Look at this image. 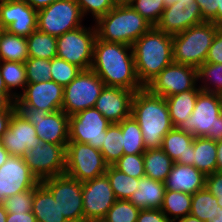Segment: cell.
Listing matches in <instances>:
<instances>
[{"label":"cell","instance_id":"cell-29","mask_svg":"<svg viewBox=\"0 0 222 222\" xmlns=\"http://www.w3.org/2000/svg\"><path fill=\"white\" fill-rule=\"evenodd\" d=\"M145 177L165 182L174 161L161 149H148L143 153Z\"/></svg>","mask_w":222,"mask_h":222},{"label":"cell","instance_id":"cell-12","mask_svg":"<svg viewBox=\"0 0 222 222\" xmlns=\"http://www.w3.org/2000/svg\"><path fill=\"white\" fill-rule=\"evenodd\" d=\"M145 87L152 94L164 98L188 90H201L198 85L197 68L174 62L166 66Z\"/></svg>","mask_w":222,"mask_h":222},{"label":"cell","instance_id":"cell-28","mask_svg":"<svg viewBox=\"0 0 222 222\" xmlns=\"http://www.w3.org/2000/svg\"><path fill=\"white\" fill-rule=\"evenodd\" d=\"M217 146L212 139L205 137L194 138L193 166L205 176L216 172Z\"/></svg>","mask_w":222,"mask_h":222},{"label":"cell","instance_id":"cell-41","mask_svg":"<svg viewBox=\"0 0 222 222\" xmlns=\"http://www.w3.org/2000/svg\"><path fill=\"white\" fill-rule=\"evenodd\" d=\"M24 63L27 83L51 80V60L29 57Z\"/></svg>","mask_w":222,"mask_h":222},{"label":"cell","instance_id":"cell-57","mask_svg":"<svg viewBox=\"0 0 222 222\" xmlns=\"http://www.w3.org/2000/svg\"><path fill=\"white\" fill-rule=\"evenodd\" d=\"M175 222H203V221H200L197 217H194L189 214L185 217L177 219Z\"/></svg>","mask_w":222,"mask_h":222},{"label":"cell","instance_id":"cell-46","mask_svg":"<svg viewBox=\"0 0 222 222\" xmlns=\"http://www.w3.org/2000/svg\"><path fill=\"white\" fill-rule=\"evenodd\" d=\"M205 62L214 64L222 63V26L217 30Z\"/></svg>","mask_w":222,"mask_h":222},{"label":"cell","instance_id":"cell-8","mask_svg":"<svg viewBox=\"0 0 222 222\" xmlns=\"http://www.w3.org/2000/svg\"><path fill=\"white\" fill-rule=\"evenodd\" d=\"M96 38L95 25L86 27L83 24L68 31L57 37V57L77 65L82 70L91 69Z\"/></svg>","mask_w":222,"mask_h":222},{"label":"cell","instance_id":"cell-62","mask_svg":"<svg viewBox=\"0 0 222 222\" xmlns=\"http://www.w3.org/2000/svg\"><path fill=\"white\" fill-rule=\"evenodd\" d=\"M7 214L3 204H0V222H6Z\"/></svg>","mask_w":222,"mask_h":222},{"label":"cell","instance_id":"cell-19","mask_svg":"<svg viewBox=\"0 0 222 222\" xmlns=\"http://www.w3.org/2000/svg\"><path fill=\"white\" fill-rule=\"evenodd\" d=\"M41 142L34 125L16 111L11 116L7 131L0 139V143L9 155L13 156H23L30 149L36 148V145Z\"/></svg>","mask_w":222,"mask_h":222},{"label":"cell","instance_id":"cell-56","mask_svg":"<svg viewBox=\"0 0 222 222\" xmlns=\"http://www.w3.org/2000/svg\"><path fill=\"white\" fill-rule=\"evenodd\" d=\"M9 156L10 155H9L8 151L0 143V167L7 161Z\"/></svg>","mask_w":222,"mask_h":222},{"label":"cell","instance_id":"cell-32","mask_svg":"<svg viewBox=\"0 0 222 222\" xmlns=\"http://www.w3.org/2000/svg\"><path fill=\"white\" fill-rule=\"evenodd\" d=\"M26 40L29 57L48 60L57 57V37L37 29Z\"/></svg>","mask_w":222,"mask_h":222},{"label":"cell","instance_id":"cell-18","mask_svg":"<svg viewBox=\"0 0 222 222\" xmlns=\"http://www.w3.org/2000/svg\"><path fill=\"white\" fill-rule=\"evenodd\" d=\"M0 26L8 33L28 37L37 30V11L24 0L0 3Z\"/></svg>","mask_w":222,"mask_h":222},{"label":"cell","instance_id":"cell-51","mask_svg":"<svg viewBox=\"0 0 222 222\" xmlns=\"http://www.w3.org/2000/svg\"><path fill=\"white\" fill-rule=\"evenodd\" d=\"M204 137L212 139L215 142L222 141V114L218 117V121H216L214 127L211 126Z\"/></svg>","mask_w":222,"mask_h":222},{"label":"cell","instance_id":"cell-67","mask_svg":"<svg viewBox=\"0 0 222 222\" xmlns=\"http://www.w3.org/2000/svg\"><path fill=\"white\" fill-rule=\"evenodd\" d=\"M2 31H3V28L0 26V34H1Z\"/></svg>","mask_w":222,"mask_h":222},{"label":"cell","instance_id":"cell-65","mask_svg":"<svg viewBox=\"0 0 222 222\" xmlns=\"http://www.w3.org/2000/svg\"><path fill=\"white\" fill-rule=\"evenodd\" d=\"M10 1H14V0H0V3H3V2H10Z\"/></svg>","mask_w":222,"mask_h":222},{"label":"cell","instance_id":"cell-20","mask_svg":"<svg viewBox=\"0 0 222 222\" xmlns=\"http://www.w3.org/2000/svg\"><path fill=\"white\" fill-rule=\"evenodd\" d=\"M135 91L105 86L96 100L97 109L111 124L120 123L131 116Z\"/></svg>","mask_w":222,"mask_h":222},{"label":"cell","instance_id":"cell-6","mask_svg":"<svg viewBox=\"0 0 222 222\" xmlns=\"http://www.w3.org/2000/svg\"><path fill=\"white\" fill-rule=\"evenodd\" d=\"M15 109L24 119L34 125L37 136L42 142L55 145H67L69 142V116L62 110L47 112L44 109L32 108L18 97Z\"/></svg>","mask_w":222,"mask_h":222},{"label":"cell","instance_id":"cell-4","mask_svg":"<svg viewBox=\"0 0 222 222\" xmlns=\"http://www.w3.org/2000/svg\"><path fill=\"white\" fill-rule=\"evenodd\" d=\"M94 25L98 39L129 46L153 27L130 4L116 5Z\"/></svg>","mask_w":222,"mask_h":222},{"label":"cell","instance_id":"cell-17","mask_svg":"<svg viewBox=\"0 0 222 222\" xmlns=\"http://www.w3.org/2000/svg\"><path fill=\"white\" fill-rule=\"evenodd\" d=\"M38 183L23 157L10 155L0 167V204L12 195L34 188Z\"/></svg>","mask_w":222,"mask_h":222},{"label":"cell","instance_id":"cell-43","mask_svg":"<svg viewBox=\"0 0 222 222\" xmlns=\"http://www.w3.org/2000/svg\"><path fill=\"white\" fill-rule=\"evenodd\" d=\"M113 166L131 177L137 179L145 177L143 154H123Z\"/></svg>","mask_w":222,"mask_h":222},{"label":"cell","instance_id":"cell-36","mask_svg":"<svg viewBox=\"0 0 222 222\" xmlns=\"http://www.w3.org/2000/svg\"><path fill=\"white\" fill-rule=\"evenodd\" d=\"M219 209L217 198L205 187L192 195L190 215L200 221L208 222Z\"/></svg>","mask_w":222,"mask_h":222},{"label":"cell","instance_id":"cell-38","mask_svg":"<svg viewBox=\"0 0 222 222\" xmlns=\"http://www.w3.org/2000/svg\"><path fill=\"white\" fill-rule=\"evenodd\" d=\"M197 77L201 83L199 84L201 91L216 94L222 92V63H203L197 68Z\"/></svg>","mask_w":222,"mask_h":222},{"label":"cell","instance_id":"cell-33","mask_svg":"<svg viewBox=\"0 0 222 222\" xmlns=\"http://www.w3.org/2000/svg\"><path fill=\"white\" fill-rule=\"evenodd\" d=\"M117 124L122 131L124 154H143L146 151V147L138 122L130 116Z\"/></svg>","mask_w":222,"mask_h":222},{"label":"cell","instance_id":"cell-16","mask_svg":"<svg viewBox=\"0 0 222 222\" xmlns=\"http://www.w3.org/2000/svg\"><path fill=\"white\" fill-rule=\"evenodd\" d=\"M82 199L84 222L105 219L117 200L106 174L82 182Z\"/></svg>","mask_w":222,"mask_h":222},{"label":"cell","instance_id":"cell-2","mask_svg":"<svg viewBox=\"0 0 222 222\" xmlns=\"http://www.w3.org/2000/svg\"><path fill=\"white\" fill-rule=\"evenodd\" d=\"M131 116L140 126L146 150L161 148L164 136L174 128L165 98L146 87L134 93Z\"/></svg>","mask_w":222,"mask_h":222},{"label":"cell","instance_id":"cell-47","mask_svg":"<svg viewBox=\"0 0 222 222\" xmlns=\"http://www.w3.org/2000/svg\"><path fill=\"white\" fill-rule=\"evenodd\" d=\"M205 187L217 198V202L222 208V172L207 175Z\"/></svg>","mask_w":222,"mask_h":222},{"label":"cell","instance_id":"cell-60","mask_svg":"<svg viewBox=\"0 0 222 222\" xmlns=\"http://www.w3.org/2000/svg\"><path fill=\"white\" fill-rule=\"evenodd\" d=\"M179 1H180V4H185V5H189L190 3L193 2V0H164V4H165V6H169V5H172L173 3L179 2Z\"/></svg>","mask_w":222,"mask_h":222},{"label":"cell","instance_id":"cell-13","mask_svg":"<svg viewBox=\"0 0 222 222\" xmlns=\"http://www.w3.org/2000/svg\"><path fill=\"white\" fill-rule=\"evenodd\" d=\"M66 146L41 142L22 157L32 174L41 182L44 179L65 173Z\"/></svg>","mask_w":222,"mask_h":222},{"label":"cell","instance_id":"cell-39","mask_svg":"<svg viewBox=\"0 0 222 222\" xmlns=\"http://www.w3.org/2000/svg\"><path fill=\"white\" fill-rule=\"evenodd\" d=\"M82 71L80 67L59 57L51 59V80L65 87Z\"/></svg>","mask_w":222,"mask_h":222},{"label":"cell","instance_id":"cell-59","mask_svg":"<svg viewBox=\"0 0 222 222\" xmlns=\"http://www.w3.org/2000/svg\"><path fill=\"white\" fill-rule=\"evenodd\" d=\"M217 24L222 26V0H218Z\"/></svg>","mask_w":222,"mask_h":222},{"label":"cell","instance_id":"cell-45","mask_svg":"<svg viewBox=\"0 0 222 222\" xmlns=\"http://www.w3.org/2000/svg\"><path fill=\"white\" fill-rule=\"evenodd\" d=\"M84 16L91 14L93 21L106 15L116 4L113 0H75ZM89 13V14H88Z\"/></svg>","mask_w":222,"mask_h":222},{"label":"cell","instance_id":"cell-9","mask_svg":"<svg viewBox=\"0 0 222 222\" xmlns=\"http://www.w3.org/2000/svg\"><path fill=\"white\" fill-rule=\"evenodd\" d=\"M84 18L75 0H57L37 11V29L54 37L83 26Z\"/></svg>","mask_w":222,"mask_h":222},{"label":"cell","instance_id":"cell-35","mask_svg":"<svg viewBox=\"0 0 222 222\" xmlns=\"http://www.w3.org/2000/svg\"><path fill=\"white\" fill-rule=\"evenodd\" d=\"M105 174L117 200H129L133 192L138 189L139 179L126 175L113 165H108Z\"/></svg>","mask_w":222,"mask_h":222},{"label":"cell","instance_id":"cell-58","mask_svg":"<svg viewBox=\"0 0 222 222\" xmlns=\"http://www.w3.org/2000/svg\"><path fill=\"white\" fill-rule=\"evenodd\" d=\"M0 94L2 95H12L6 88L4 81H3V77L0 71Z\"/></svg>","mask_w":222,"mask_h":222},{"label":"cell","instance_id":"cell-30","mask_svg":"<svg viewBox=\"0 0 222 222\" xmlns=\"http://www.w3.org/2000/svg\"><path fill=\"white\" fill-rule=\"evenodd\" d=\"M28 58L26 37L8 33L3 29L0 34V61L24 63Z\"/></svg>","mask_w":222,"mask_h":222},{"label":"cell","instance_id":"cell-11","mask_svg":"<svg viewBox=\"0 0 222 222\" xmlns=\"http://www.w3.org/2000/svg\"><path fill=\"white\" fill-rule=\"evenodd\" d=\"M41 183L52 193L68 222H84L82 182L64 173L44 179Z\"/></svg>","mask_w":222,"mask_h":222},{"label":"cell","instance_id":"cell-63","mask_svg":"<svg viewBox=\"0 0 222 222\" xmlns=\"http://www.w3.org/2000/svg\"><path fill=\"white\" fill-rule=\"evenodd\" d=\"M116 5H126L130 4L132 0H113Z\"/></svg>","mask_w":222,"mask_h":222},{"label":"cell","instance_id":"cell-22","mask_svg":"<svg viewBox=\"0 0 222 222\" xmlns=\"http://www.w3.org/2000/svg\"><path fill=\"white\" fill-rule=\"evenodd\" d=\"M64 87L55 81L27 83L18 98L26 105L51 113L62 110Z\"/></svg>","mask_w":222,"mask_h":222},{"label":"cell","instance_id":"cell-5","mask_svg":"<svg viewBox=\"0 0 222 222\" xmlns=\"http://www.w3.org/2000/svg\"><path fill=\"white\" fill-rule=\"evenodd\" d=\"M220 25L203 22L173 37V62L198 68L205 63L208 51Z\"/></svg>","mask_w":222,"mask_h":222},{"label":"cell","instance_id":"cell-64","mask_svg":"<svg viewBox=\"0 0 222 222\" xmlns=\"http://www.w3.org/2000/svg\"><path fill=\"white\" fill-rule=\"evenodd\" d=\"M85 222H108L106 219H94L90 221H85Z\"/></svg>","mask_w":222,"mask_h":222},{"label":"cell","instance_id":"cell-52","mask_svg":"<svg viewBox=\"0 0 222 222\" xmlns=\"http://www.w3.org/2000/svg\"><path fill=\"white\" fill-rule=\"evenodd\" d=\"M15 97L13 95L0 94V113L1 112H15Z\"/></svg>","mask_w":222,"mask_h":222},{"label":"cell","instance_id":"cell-26","mask_svg":"<svg viewBox=\"0 0 222 222\" xmlns=\"http://www.w3.org/2000/svg\"><path fill=\"white\" fill-rule=\"evenodd\" d=\"M32 212L37 222H68L52 193L41 182L34 187Z\"/></svg>","mask_w":222,"mask_h":222},{"label":"cell","instance_id":"cell-21","mask_svg":"<svg viewBox=\"0 0 222 222\" xmlns=\"http://www.w3.org/2000/svg\"><path fill=\"white\" fill-rule=\"evenodd\" d=\"M203 22L205 21L195 0L189 5L180 4L179 1L165 7L155 27L164 33L175 35Z\"/></svg>","mask_w":222,"mask_h":222},{"label":"cell","instance_id":"cell-54","mask_svg":"<svg viewBox=\"0 0 222 222\" xmlns=\"http://www.w3.org/2000/svg\"><path fill=\"white\" fill-rule=\"evenodd\" d=\"M30 7L34 8L36 11H39L57 0H24Z\"/></svg>","mask_w":222,"mask_h":222},{"label":"cell","instance_id":"cell-3","mask_svg":"<svg viewBox=\"0 0 222 222\" xmlns=\"http://www.w3.org/2000/svg\"><path fill=\"white\" fill-rule=\"evenodd\" d=\"M132 51L137 77L145 87L173 63V37L152 27L132 44Z\"/></svg>","mask_w":222,"mask_h":222},{"label":"cell","instance_id":"cell-66","mask_svg":"<svg viewBox=\"0 0 222 222\" xmlns=\"http://www.w3.org/2000/svg\"><path fill=\"white\" fill-rule=\"evenodd\" d=\"M219 96H220V99H221V102H222V92H220Z\"/></svg>","mask_w":222,"mask_h":222},{"label":"cell","instance_id":"cell-49","mask_svg":"<svg viewBox=\"0 0 222 222\" xmlns=\"http://www.w3.org/2000/svg\"><path fill=\"white\" fill-rule=\"evenodd\" d=\"M137 222H171L161 209H143L139 211Z\"/></svg>","mask_w":222,"mask_h":222},{"label":"cell","instance_id":"cell-31","mask_svg":"<svg viewBox=\"0 0 222 222\" xmlns=\"http://www.w3.org/2000/svg\"><path fill=\"white\" fill-rule=\"evenodd\" d=\"M191 203V194L166 189L161 211L171 222H175L190 214Z\"/></svg>","mask_w":222,"mask_h":222},{"label":"cell","instance_id":"cell-27","mask_svg":"<svg viewBox=\"0 0 222 222\" xmlns=\"http://www.w3.org/2000/svg\"><path fill=\"white\" fill-rule=\"evenodd\" d=\"M200 91L188 90L165 98L174 128L191 116Z\"/></svg>","mask_w":222,"mask_h":222},{"label":"cell","instance_id":"cell-7","mask_svg":"<svg viewBox=\"0 0 222 222\" xmlns=\"http://www.w3.org/2000/svg\"><path fill=\"white\" fill-rule=\"evenodd\" d=\"M105 87L104 82L91 69L82 70L64 87L62 111L68 116L95 107L96 100Z\"/></svg>","mask_w":222,"mask_h":222},{"label":"cell","instance_id":"cell-24","mask_svg":"<svg viewBox=\"0 0 222 222\" xmlns=\"http://www.w3.org/2000/svg\"><path fill=\"white\" fill-rule=\"evenodd\" d=\"M194 136L177 128L163 138L161 149L175 162L193 166Z\"/></svg>","mask_w":222,"mask_h":222},{"label":"cell","instance_id":"cell-15","mask_svg":"<svg viewBox=\"0 0 222 222\" xmlns=\"http://www.w3.org/2000/svg\"><path fill=\"white\" fill-rule=\"evenodd\" d=\"M221 114L222 102L219 94L200 91L191 116L176 128L191 133L194 137H204Z\"/></svg>","mask_w":222,"mask_h":222},{"label":"cell","instance_id":"cell-42","mask_svg":"<svg viewBox=\"0 0 222 222\" xmlns=\"http://www.w3.org/2000/svg\"><path fill=\"white\" fill-rule=\"evenodd\" d=\"M139 211L129 200H116L105 219L108 222H137Z\"/></svg>","mask_w":222,"mask_h":222},{"label":"cell","instance_id":"cell-61","mask_svg":"<svg viewBox=\"0 0 222 222\" xmlns=\"http://www.w3.org/2000/svg\"><path fill=\"white\" fill-rule=\"evenodd\" d=\"M208 222H222V208L220 206L216 214Z\"/></svg>","mask_w":222,"mask_h":222},{"label":"cell","instance_id":"cell-48","mask_svg":"<svg viewBox=\"0 0 222 222\" xmlns=\"http://www.w3.org/2000/svg\"><path fill=\"white\" fill-rule=\"evenodd\" d=\"M199 5L203 20L217 24L218 0H195Z\"/></svg>","mask_w":222,"mask_h":222},{"label":"cell","instance_id":"cell-53","mask_svg":"<svg viewBox=\"0 0 222 222\" xmlns=\"http://www.w3.org/2000/svg\"><path fill=\"white\" fill-rule=\"evenodd\" d=\"M14 112H1L0 113V139L7 131L11 116Z\"/></svg>","mask_w":222,"mask_h":222},{"label":"cell","instance_id":"cell-34","mask_svg":"<svg viewBox=\"0 0 222 222\" xmlns=\"http://www.w3.org/2000/svg\"><path fill=\"white\" fill-rule=\"evenodd\" d=\"M0 71L7 90L17 98L27 85L25 63L0 61ZM18 88L22 91L16 92Z\"/></svg>","mask_w":222,"mask_h":222},{"label":"cell","instance_id":"cell-55","mask_svg":"<svg viewBox=\"0 0 222 222\" xmlns=\"http://www.w3.org/2000/svg\"><path fill=\"white\" fill-rule=\"evenodd\" d=\"M216 146H217L216 172H222V141L216 142Z\"/></svg>","mask_w":222,"mask_h":222},{"label":"cell","instance_id":"cell-44","mask_svg":"<svg viewBox=\"0 0 222 222\" xmlns=\"http://www.w3.org/2000/svg\"><path fill=\"white\" fill-rule=\"evenodd\" d=\"M34 188L8 197L2 203L7 213H28L32 211Z\"/></svg>","mask_w":222,"mask_h":222},{"label":"cell","instance_id":"cell-40","mask_svg":"<svg viewBox=\"0 0 222 222\" xmlns=\"http://www.w3.org/2000/svg\"><path fill=\"white\" fill-rule=\"evenodd\" d=\"M130 5L153 27L160 21L166 7L164 0H132Z\"/></svg>","mask_w":222,"mask_h":222},{"label":"cell","instance_id":"cell-25","mask_svg":"<svg viewBox=\"0 0 222 222\" xmlns=\"http://www.w3.org/2000/svg\"><path fill=\"white\" fill-rule=\"evenodd\" d=\"M138 189L135 190L129 201L143 209H161L164 194L165 183L148 177L139 178Z\"/></svg>","mask_w":222,"mask_h":222},{"label":"cell","instance_id":"cell-23","mask_svg":"<svg viewBox=\"0 0 222 222\" xmlns=\"http://www.w3.org/2000/svg\"><path fill=\"white\" fill-rule=\"evenodd\" d=\"M164 183L167 190L193 195L205 188L206 176L194 166L174 162Z\"/></svg>","mask_w":222,"mask_h":222},{"label":"cell","instance_id":"cell-14","mask_svg":"<svg viewBox=\"0 0 222 222\" xmlns=\"http://www.w3.org/2000/svg\"><path fill=\"white\" fill-rule=\"evenodd\" d=\"M111 123L94 107L69 116V142L88 144L101 149Z\"/></svg>","mask_w":222,"mask_h":222},{"label":"cell","instance_id":"cell-10","mask_svg":"<svg viewBox=\"0 0 222 222\" xmlns=\"http://www.w3.org/2000/svg\"><path fill=\"white\" fill-rule=\"evenodd\" d=\"M108 164L99 149L85 143L68 142L65 173L79 182L103 175Z\"/></svg>","mask_w":222,"mask_h":222},{"label":"cell","instance_id":"cell-37","mask_svg":"<svg viewBox=\"0 0 222 222\" xmlns=\"http://www.w3.org/2000/svg\"><path fill=\"white\" fill-rule=\"evenodd\" d=\"M100 151L108 165H113L124 154L122 131L117 123L107 128Z\"/></svg>","mask_w":222,"mask_h":222},{"label":"cell","instance_id":"cell-1","mask_svg":"<svg viewBox=\"0 0 222 222\" xmlns=\"http://www.w3.org/2000/svg\"><path fill=\"white\" fill-rule=\"evenodd\" d=\"M91 70L105 86L121 87L135 92L144 88L137 77L132 46L127 44L96 38Z\"/></svg>","mask_w":222,"mask_h":222},{"label":"cell","instance_id":"cell-50","mask_svg":"<svg viewBox=\"0 0 222 222\" xmlns=\"http://www.w3.org/2000/svg\"><path fill=\"white\" fill-rule=\"evenodd\" d=\"M6 222H37L33 212L8 213Z\"/></svg>","mask_w":222,"mask_h":222}]
</instances>
